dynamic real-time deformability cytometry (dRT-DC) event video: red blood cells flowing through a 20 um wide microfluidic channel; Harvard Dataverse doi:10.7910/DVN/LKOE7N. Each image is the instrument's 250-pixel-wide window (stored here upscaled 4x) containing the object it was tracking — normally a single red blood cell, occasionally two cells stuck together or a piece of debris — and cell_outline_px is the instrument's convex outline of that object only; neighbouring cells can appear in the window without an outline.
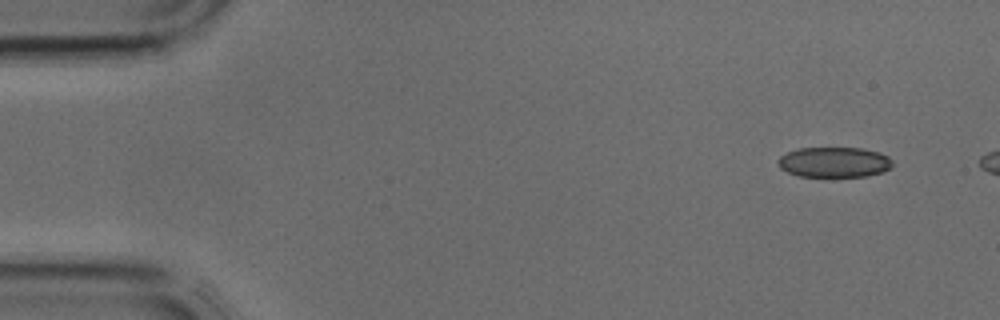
{"species": "common noctule bat (a hibernating species)", "species_latin": "Nyctalus noctula", "temperature_condition": "cold", "stored_images_in_passage": 3, "camera_frame_rate_fps": 3000, "um_per_image_px": 0.085, "animal": {"sex": "male", "body_mass_g": 17.9, "forearm_length_mm": 54.2}, "frame": {"image": 1, "passage_image": 1, "time_ms": 0.0, "image_size_px": [1000, 320], "cell_outline_px": [[892, 168], [884, 172], [868, 176], [832, 180], [800, 176], [788, 172], [780, 168], [776, 160], [780, 156], [788, 152], [800, 148], [860, 148], [880, 152], [888, 156], [892, 160]], "centroid_in_image_um": [70.93, 13.84], "position_along_channel_um": 14.1, "area_um2": 21.27}}